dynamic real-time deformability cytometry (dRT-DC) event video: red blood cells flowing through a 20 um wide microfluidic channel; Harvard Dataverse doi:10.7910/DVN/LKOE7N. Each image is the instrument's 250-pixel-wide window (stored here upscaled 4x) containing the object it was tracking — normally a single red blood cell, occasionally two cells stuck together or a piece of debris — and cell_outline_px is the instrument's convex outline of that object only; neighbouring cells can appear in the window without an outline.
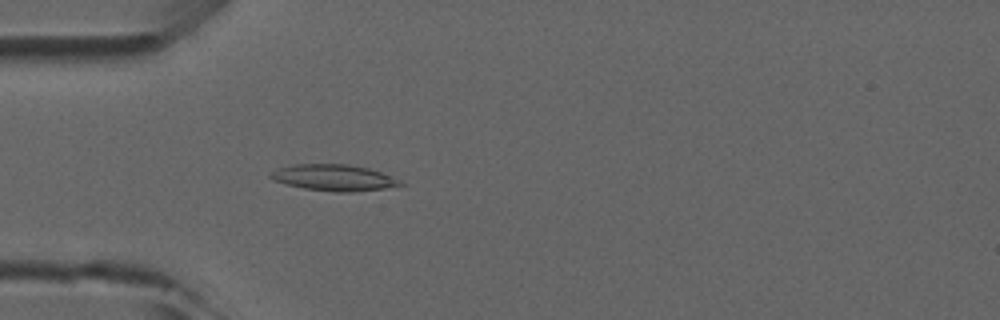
{"species": "common noctule bat (a hibernating species)", "species_latin": "Nyctalus noctula", "temperature_condition": "room temperature", "stored_images_in_passage": 48, "camera_frame_rate_fps": 3000, "um_per_image_px": 0.085, "animal": {"sex": "male", "forearm_length_mm": 52.5}, "frame": {"image": 1, "passage_image": 14, "time_ms": 4.333, "image_size_px": [1000, 320], "cell_outline_px": [[408, 184], [384, 188], [352, 192], [336, 192], [304, 188], [288, 184], [276, 180], [268, 176], [276, 168], [292, 164], [348, 164], [368, 168], [380, 172], [400, 180]], "centroid_in_image_um": [28.39, 15.09], "position_along_channel_um": 56.6, "area_um2": 19.71}}
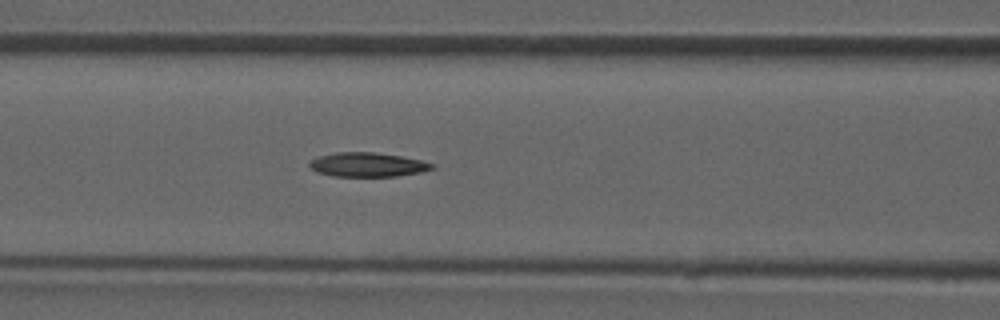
{"frame": {"image": 2, "passage_image": 20, "time_ms": 6.333, "image_size_px": [1000, 320], "cell_outline_px": [[436, 168], [420, 172], [396, 176], [332, 176], [316, 172], [308, 164], [312, 160], [320, 156], [336, 152], [372, 152], [404, 156], [436, 164]], "centroid_in_image_um": [31.28, 13.99], "position_along_channel_um": 135.3, "area_um2": 17.28}}
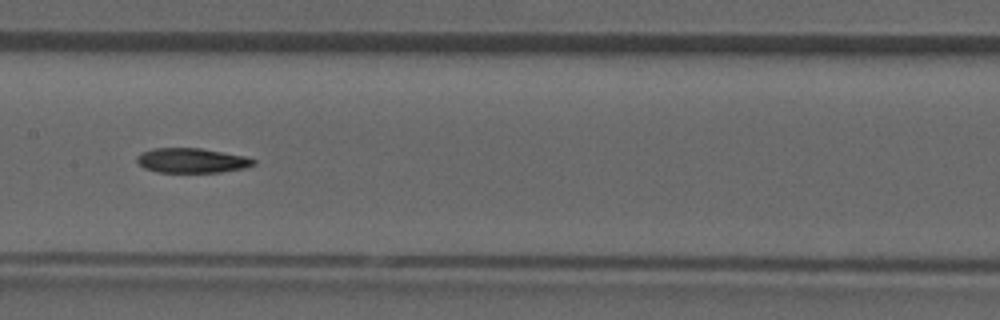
{"frame": {"image": 3, "passage_image": 24, "time_ms": 7.667, "image_size_px": [1000, 320], "cell_outline_px": [[256, 164], [248, 168], [220, 172], [156, 172], [144, 168], [136, 160], [136, 156], [140, 152], [152, 148], [200, 148], [244, 156], [256, 160]], "centroid_in_image_um": [16.29, 13.64], "position_along_channel_um": 191.1, "area_um2": 16.94}}